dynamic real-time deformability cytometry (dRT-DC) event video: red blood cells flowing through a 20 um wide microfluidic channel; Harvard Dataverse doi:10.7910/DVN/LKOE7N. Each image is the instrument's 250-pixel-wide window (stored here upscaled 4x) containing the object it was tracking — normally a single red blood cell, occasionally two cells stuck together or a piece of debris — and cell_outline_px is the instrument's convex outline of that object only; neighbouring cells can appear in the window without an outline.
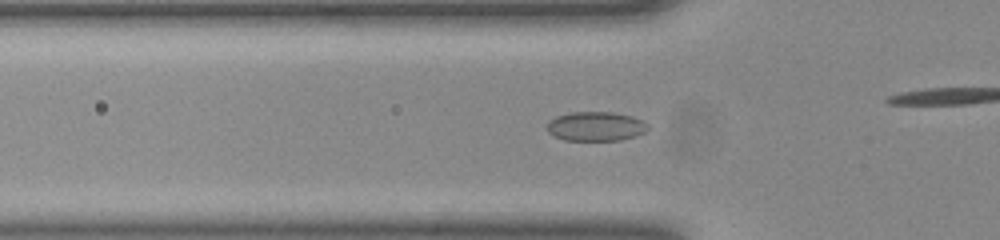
{"species": "common noctule bat (a hibernating species)", "species_latin": "Nyctalus noctula", "temperature_condition": "room temperature", "stored_images_in_passage": 39, "camera_frame_rate_fps": 3000, "um_per_image_px": 0.085, "animal": {"sex": "female", "body_mass_g": 23.0, "forearm_length_mm": 53.4}, "frame": {"image": 1, "passage_image": 15, "time_ms": 4.667, "image_size_px": [1000, 240], "cell_outline_px": [[648, 128], [644, 132], [636, 136], [620, 140], [564, 140], [548, 132], [548, 120], [556, 116], [572, 112], [612, 112], [632, 116], [648, 124]], "centroid_in_image_um": [50.64, 10.73], "position_along_channel_um": 75.2, "area_um2": 17.11}}
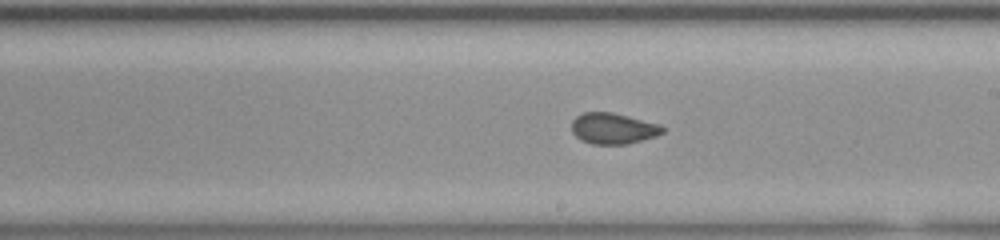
{"frame": {"image": 2, "passage_image": 27, "time_ms": 8.667, "image_size_px": [1000, 240], "cell_outline_px": [[664, 132], [656, 136], [628, 144], [592, 144], [580, 140], [572, 132], [572, 120], [576, 116], [584, 112], [612, 112], [660, 124], [664, 128]], "centroid_in_image_um": [52.11, 10.92], "position_along_channel_um": 236.9, "area_um2": 16.47}}
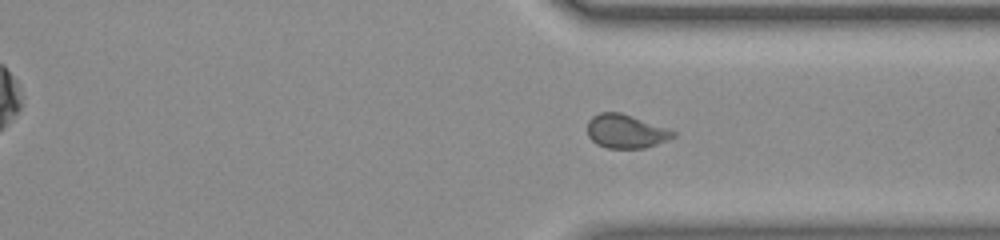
{"frame": {"image": 3, "passage_image": 36, "time_ms": 11.667, "image_size_px": [1000, 240], "cell_outline_px": [[676, 136], [656, 144], [644, 148], [608, 148], [596, 144], [588, 136], [588, 120], [592, 116], [600, 112], [620, 112], [668, 128], [676, 132]], "centroid_in_image_um": [53.18, 11.16], "position_along_channel_um": 358.2, "area_um2": 16.82}}